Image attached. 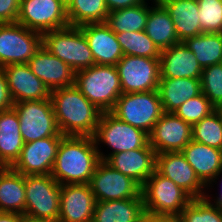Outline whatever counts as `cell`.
<instances>
[{
	"instance_id": "16",
	"label": "cell",
	"mask_w": 222,
	"mask_h": 222,
	"mask_svg": "<svg viewBox=\"0 0 222 222\" xmlns=\"http://www.w3.org/2000/svg\"><path fill=\"white\" fill-rule=\"evenodd\" d=\"M155 170L186 191L193 199L204 198L206 186L196 176L181 151L156 154Z\"/></svg>"
},
{
	"instance_id": "5",
	"label": "cell",
	"mask_w": 222,
	"mask_h": 222,
	"mask_svg": "<svg viewBox=\"0 0 222 222\" xmlns=\"http://www.w3.org/2000/svg\"><path fill=\"white\" fill-rule=\"evenodd\" d=\"M98 149L101 161H106L111 155L123 151L144 148L149 143V136L143 130L133 127L116 118L110 112H102L95 133L92 136ZM108 146V155L101 152V145Z\"/></svg>"
},
{
	"instance_id": "33",
	"label": "cell",
	"mask_w": 222,
	"mask_h": 222,
	"mask_svg": "<svg viewBox=\"0 0 222 222\" xmlns=\"http://www.w3.org/2000/svg\"><path fill=\"white\" fill-rule=\"evenodd\" d=\"M124 55L159 59L161 51L145 31L115 33Z\"/></svg>"
},
{
	"instance_id": "7",
	"label": "cell",
	"mask_w": 222,
	"mask_h": 222,
	"mask_svg": "<svg viewBox=\"0 0 222 222\" xmlns=\"http://www.w3.org/2000/svg\"><path fill=\"white\" fill-rule=\"evenodd\" d=\"M42 45L75 72L95 64L87 39L78 26L69 25L44 33Z\"/></svg>"
},
{
	"instance_id": "22",
	"label": "cell",
	"mask_w": 222,
	"mask_h": 222,
	"mask_svg": "<svg viewBox=\"0 0 222 222\" xmlns=\"http://www.w3.org/2000/svg\"><path fill=\"white\" fill-rule=\"evenodd\" d=\"M160 78L201 79L203 68L184 42L161 51Z\"/></svg>"
},
{
	"instance_id": "26",
	"label": "cell",
	"mask_w": 222,
	"mask_h": 222,
	"mask_svg": "<svg viewBox=\"0 0 222 222\" xmlns=\"http://www.w3.org/2000/svg\"><path fill=\"white\" fill-rule=\"evenodd\" d=\"M24 141L14 108L0 111V164L11 167L19 158Z\"/></svg>"
},
{
	"instance_id": "3",
	"label": "cell",
	"mask_w": 222,
	"mask_h": 222,
	"mask_svg": "<svg viewBox=\"0 0 222 222\" xmlns=\"http://www.w3.org/2000/svg\"><path fill=\"white\" fill-rule=\"evenodd\" d=\"M74 86L101 112H110L122 94L118 70L113 65L94 64L76 71Z\"/></svg>"
},
{
	"instance_id": "29",
	"label": "cell",
	"mask_w": 222,
	"mask_h": 222,
	"mask_svg": "<svg viewBox=\"0 0 222 222\" xmlns=\"http://www.w3.org/2000/svg\"><path fill=\"white\" fill-rule=\"evenodd\" d=\"M0 212L25 213V175L11 167L0 169Z\"/></svg>"
},
{
	"instance_id": "42",
	"label": "cell",
	"mask_w": 222,
	"mask_h": 222,
	"mask_svg": "<svg viewBox=\"0 0 222 222\" xmlns=\"http://www.w3.org/2000/svg\"><path fill=\"white\" fill-rule=\"evenodd\" d=\"M141 222H181V220L175 215H152L145 212Z\"/></svg>"
},
{
	"instance_id": "8",
	"label": "cell",
	"mask_w": 222,
	"mask_h": 222,
	"mask_svg": "<svg viewBox=\"0 0 222 222\" xmlns=\"http://www.w3.org/2000/svg\"><path fill=\"white\" fill-rule=\"evenodd\" d=\"M110 113L149 135L164 111L158 91L152 90L122 93Z\"/></svg>"
},
{
	"instance_id": "32",
	"label": "cell",
	"mask_w": 222,
	"mask_h": 222,
	"mask_svg": "<svg viewBox=\"0 0 222 222\" xmlns=\"http://www.w3.org/2000/svg\"><path fill=\"white\" fill-rule=\"evenodd\" d=\"M66 5L70 26L105 22L109 13L105 0H69Z\"/></svg>"
},
{
	"instance_id": "23",
	"label": "cell",
	"mask_w": 222,
	"mask_h": 222,
	"mask_svg": "<svg viewBox=\"0 0 222 222\" xmlns=\"http://www.w3.org/2000/svg\"><path fill=\"white\" fill-rule=\"evenodd\" d=\"M196 176L207 186L222 169V150L191 140L181 151Z\"/></svg>"
},
{
	"instance_id": "37",
	"label": "cell",
	"mask_w": 222,
	"mask_h": 222,
	"mask_svg": "<svg viewBox=\"0 0 222 222\" xmlns=\"http://www.w3.org/2000/svg\"><path fill=\"white\" fill-rule=\"evenodd\" d=\"M215 109L216 108L211 104L209 99L201 93L198 96L185 101L174 114L193 126L212 113Z\"/></svg>"
},
{
	"instance_id": "36",
	"label": "cell",
	"mask_w": 222,
	"mask_h": 222,
	"mask_svg": "<svg viewBox=\"0 0 222 222\" xmlns=\"http://www.w3.org/2000/svg\"><path fill=\"white\" fill-rule=\"evenodd\" d=\"M202 93L216 108L222 107V63L203 68L201 73Z\"/></svg>"
},
{
	"instance_id": "14",
	"label": "cell",
	"mask_w": 222,
	"mask_h": 222,
	"mask_svg": "<svg viewBox=\"0 0 222 222\" xmlns=\"http://www.w3.org/2000/svg\"><path fill=\"white\" fill-rule=\"evenodd\" d=\"M64 136H52L24 143L11 168L23 175L51 174L60 142Z\"/></svg>"
},
{
	"instance_id": "45",
	"label": "cell",
	"mask_w": 222,
	"mask_h": 222,
	"mask_svg": "<svg viewBox=\"0 0 222 222\" xmlns=\"http://www.w3.org/2000/svg\"><path fill=\"white\" fill-rule=\"evenodd\" d=\"M26 222H47V221H29V220H27Z\"/></svg>"
},
{
	"instance_id": "15",
	"label": "cell",
	"mask_w": 222,
	"mask_h": 222,
	"mask_svg": "<svg viewBox=\"0 0 222 222\" xmlns=\"http://www.w3.org/2000/svg\"><path fill=\"white\" fill-rule=\"evenodd\" d=\"M192 125L174 113H163L149 136V145L156 154L182 151L192 140Z\"/></svg>"
},
{
	"instance_id": "44",
	"label": "cell",
	"mask_w": 222,
	"mask_h": 222,
	"mask_svg": "<svg viewBox=\"0 0 222 222\" xmlns=\"http://www.w3.org/2000/svg\"><path fill=\"white\" fill-rule=\"evenodd\" d=\"M24 215L14 212H0V222H26Z\"/></svg>"
},
{
	"instance_id": "43",
	"label": "cell",
	"mask_w": 222,
	"mask_h": 222,
	"mask_svg": "<svg viewBox=\"0 0 222 222\" xmlns=\"http://www.w3.org/2000/svg\"><path fill=\"white\" fill-rule=\"evenodd\" d=\"M221 174H222V169L219 171V173H218L217 176L214 178V180L211 181V182L206 186V190H208V189L210 190V187H211V189H212V186L214 185V183L216 184V183H217V180H219V178H221V177H220ZM221 188H222V186H221ZM205 198H206L210 203L215 204V205L221 207V206H222V189H220L219 195H218V196L216 195V197H215L214 199H212L213 196H210L209 193H208V194H207V193L205 194ZM212 201H213V202H212Z\"/></svg>"
},
{
	"instance_id": "4",
	"label": "cell",
	"mask_w": 222,
	"mask_h": 222,
	"mask_svg": "<svg viewBox=\"0 0 222 222\" xmlns=\"http://www.w3.org/2000/svg\"><path fill=\"white\" fill-rule=\"evenodd\" d=\"M61 185L49 175H25V213L29 221L57 222Z\"/></svg>"
},
{
	"instance_id": "2",
	"label": "cell",
	"mask_w": 222,
	"mask_h": 222,
	"mask_svg": "<svg viewBox=\"0 0 222 222\" xmlns=\"http://www.w3.org/2000/svg\"><path fill=\"white\" fill-rule=\"evenodd\" d=\"M93 137L64 136L51 176L60 184H89L100 162Z\"/></svg>"
},
{
	"instance_id": "28",
	"label": "cell",
	"mask_w": 222,
	"mask_h": 222,
	"mask_svg": "<svg viewBox=\"0 0 222 222\" xmlns=\"http://www.w3.org/2000/svg\"><path fill=\"white\" fill-rule=\"evenodd\" d=\"M150 7L145 33L160 51L179 43L174 23L170 14L158 0H150Z\"/></svg>"
},
{
	"instance_id": "31",
	"label": "cell",
	"mask_w": 222,
	"mask_h": 222,
	"mask_svg": "<svg viewBox=\"0 0 222 222\" xmlns=\"http://www.w3.org/2000/svg\"><path fill=\"white\" fill-rule=\"evenodd\" d=\"M184 44L196 56L202 68L222 63V33H201Z\"/></svg>"
},
{
	"instance_id": "40",
	"label": "cell",
	"mask_w": 222,
	"mask_h": 222,
	"mask_svg": "<svg viewBox=\"0 0 222 222\" xmlns=\"http://www.w3.org/2000/svg\"><path fill=\"white\" fill-rule=\"evenodd\" d=\"M13 106L5 72L0 68V111L11 109Z\"/></svg>"
},
{
	"instance_id": "30",
	"label": "cell",
	"mask_w": 222,
	"mask_h": 222,
	"mask_svg": "<svg viewBox=\"0 0 222 222\" xmlns=\"http://www.w3.org/2000/svg\"><path fill=\"white\" fill-rule=\"evenodd\" d=\"M149 2L109 11L105 23L114 33L144 31L149 15Z\"/></svg>"
},
{
	"instance_id": "21",
	"label": "cell",
	"mask_w": 222,
	"mask_h": 222,
	"mask_svg": "<svg viewBox=\"0 0 222 222\" xmlns=\"http://www.w3.org/2000/svg\"><path fill=\"white\" fill-rule=\"evenodd\" d=\"M105 162L142 186L155 171L156 152L148 143L144 148L115 153Z\"/></svg>"
},
{
	"instance_id": "6",
	"label": "cell",
	"mask_w": 222,
	"mask_h": 222,
	"mask_svg": "<svg viewBox=\"0 0 222 222\" xmlns=\"http://www.w3.org/2000/svg\"><path fill=\"white\" fill-rule=\"evenodd\" d=\"M144 212L152 215H175L181 212L193 199L172 180L156 170L141 186Z\"/></svg>"
},
{
	"instance_id": "24",
	"label": "cell",
	"mask_w": 222,
	"mask_h": 222,
	"mask_svg": "<svg viewBox=\"0 0 222 222\" xmlns=\"http://www.w3.org/2000/svg\"><path fill=\"white\" fill-rule=\"evenodd\" d=\"M174 23L179 42L203 33L199 22L197 0H158Z\"/></svg>"
},
{
	"instance_id": "1",
	"label": "cell",
	"mask_w": 222,
	"mask_h": 222,
	"mask_svg": "<svg viewBox=\"0 0 222 222\" xmlns=\"http://www.w3.org/2000/svg\"><path fill=\"white\" fill-rule=\"evenodd\" d=\"M50 100L62 135H94L102 112L76 86L51 90Z\"/></svg>"
},
{
	"instance_id": "9",
	"label": "cell",
	"mask_w": 222,
	"mask_h": 222,
	"mask_svg": "<svg viewBox=\"0 0 222 222\" xmlns=\"http://www.w3.org/2000/svg\"><path fill=\"white\" fill-rule=\"evenodd\" d=\"M13 108L19 117L24 143L52 136H64L58 129L50 99L16 102Z\"/></svg>"
},
{
	"instance_id": "11",
	"label": "cell",
	"mask_w": 222,
	"mask_h": 222,
	"mask_svg": "<svg viewBox=\"0 0 222 222\" xmlns=\"http://www.w3.org/2000/svg\"><path fill=\"white\" fill-rule=\"evenodd\" d=\"M17 23L44 34L69 26L63 0H21Z\"/></svg>"
},
{
	"instance_id": "25",
	"label": "cell",
	"mask_w": 222,
	"mask_h": 222,
	"mask_svg": "<svg viewBox=\"0 0 222 222\" xmlns=\"http://www.w3.org/2000/svg\"><path fill=\"white\" fill-rule=\"evenodd\" d=\"M165 113H174L185 101L202 93L200 79L160 78L157 89Z\"/></svg>"
},
{
	"instance_id": "35",
	"label": "cell",
	"mask_w": 222,
	"mask_h": 222,
	"mask_svg": "<svg viewBox=\"0 0 222 222\" xmlns=\"http://www.w3.org/2000/svg\"><path fill=\"white\" fill-rule=\"evenodd\" d=\"M179 218L181 222H222V209L205 197L195 198L181 212Z\"/></svg>"
},
{
	"instance_id": "19",
	"label": "cell",
	"mask_w": 222,
	"mask_h": 222,
	"mask_svg": "<svg viewBox=\"0 0 222 222\" xmlns=\"http://www.w3.org/2000/svg\"><path fill=\"white\" fill-rule=\"evenodd\" d=\"M2 69L13 103L50 99L51 91L34 75L27 63L10 64Z\"/></svg>"
},
{
	"instance_id": "13",
	"label": "cell",
	"mask_w": 222,
	"mask_h": 222,
	"mask_svg": "<svg viewBox=\"0 0 222 222\" xmlns=\"http://www.w3.org/2000/svg\"><path fill=\"white\" fill-rule=\"evenodd\" d=\"M89 185L96 202L142 198L141 186L105 161L98 163Z\"/></svg>"
},
{
	"instance_id": "12",
	"label": "cell",
	"mask_w": 222,
	"mask_h": 222,
	"mask_svg": "<svg viewBox=\"0 0 222 222\" xmlns=\"http://www.w3.org/2000/svg\"><path fill=\"white\" fill-rule=\"evenodd\" d=\"M116 67L122 93H139L158 89L160 82L159 59L123 55Z\"/></svg>"
},
{
	"instance_id": "20",
	"label": "cell",
	"mask_w": 222,
	"mask_h": 222,
	"mask_svg": "<svg viewBox=\"0 0 222 222\" xmlns=\"http://www.w3.org/2000/svg\"><path fill=\"white\" fill-rule=\"evenodd\" d=\"M87 39L95 64L113 65L122 59L123 51L116 34L105 23H90L80 26Z\"/></svg>"
},
{
	"instance_id": "27",
	"label": "cell",
	"mask_w": 222,
	"mask_h": 222,
	"mask_svg": "<svg viewBox=\"0 0 222 222\" xmlns=\"http://www.w3.org/2000/svg\"><path fill=\"white\" fill-rule=\"evenodd\" d=\"M143 198L96 202L92 222H141Z\"/></svg>"
},
{
	"instance_id": "10",
	"label": "cell",
	"mask_w": 222,
	"mask_h": 222,
	"mask_svg": "<svg viewBox=\"0 0 222 222\" xmlns=\"http://www.w3.org/2000/svg\"><path fill=\"white\" fill-rule=\"evenodd\" d=\"M42 46V34L21 24H0V68L28 63Z\"/></svg>"
},
{
	"instance_id": "17",
	"label": "cell",
	"mask_w": 222,
	"mask_h": 222,
	"mask_svg": "<svg viewBox=\"0 0 222 222\" xmlns=\"http://www.w3.org/2000/svg\"><path fill=\"white\" fill-rule=\"evenodd\" d=\"M95 203L89 184L61 185L58 222H92Z\"/></svg>"
},
{
	"instance_id": "39",
	"label": "cell",
	"mask_w": 222,
	"mask_h": 222,
	"mask_svg": "<svg viewBox=\"0 0 222 222\" xmlns=\"http://www.w3.org/2000/svg\"><path fill=\"white\" fill-rule=\"evenodd\" d=\"M21 0H0V24L15 23Z\"/></svg>"
},
{
	"instance_id": "18",
	"label": "cell",
	"mask_w": 222,
	"mask_h": 222,
	"mask_svg": "<svg viewBox=\"0 0 222 222\" xmlns=\"http://www.w3.org/2000/svg\"><path fill=\"white\" fill-rule=\"evenodd\" d=\"M30 70L51 91L73 86L76 72L65 62L51 54L43 45L27 63Z\"/></svg>"
},
{
	"instance_id": "38",
	"label": "cell",
	"mask_w": 222,
	"mask_h": 222,
	"mask_svg": "<svg viewBox=\"0 0 222 222\" xmlns=\"http://www.w3.org/2000/svg\"><path fill=\"white\" fill-rule=\"evenodd\" d=\"M203 33H222V0H197Z\"/></svg>"
},
{
	"instance_id": "34",
	"label": "cell",
	"mask_w": 222,
	"mask_h": 222,
	"mask_svg": "<svg viewBox=\"0 0 222 222\" xmlns=\"http://www.w3.org/2000/svg\"><path fill=\"white\" fill-rule=\"evenodd\" d=\"M192 140L222 150V115L215 109L192 126Z\"/></svg>"
},
{
	"instance_id": "41",
	"label": "cell",
	"mask_w": 222,
	"mask_h": 222,
	"mask_svg": "<svg viewBox=\"0 0 222 222\" xmlns=\"http://www.w3.org/2000/svg\"><path fill=\"white\" fill-rule=\"evenodd\" d=\"M149 0H105L108 11L133 7Z\"/></svg>"
}]
</instances>
